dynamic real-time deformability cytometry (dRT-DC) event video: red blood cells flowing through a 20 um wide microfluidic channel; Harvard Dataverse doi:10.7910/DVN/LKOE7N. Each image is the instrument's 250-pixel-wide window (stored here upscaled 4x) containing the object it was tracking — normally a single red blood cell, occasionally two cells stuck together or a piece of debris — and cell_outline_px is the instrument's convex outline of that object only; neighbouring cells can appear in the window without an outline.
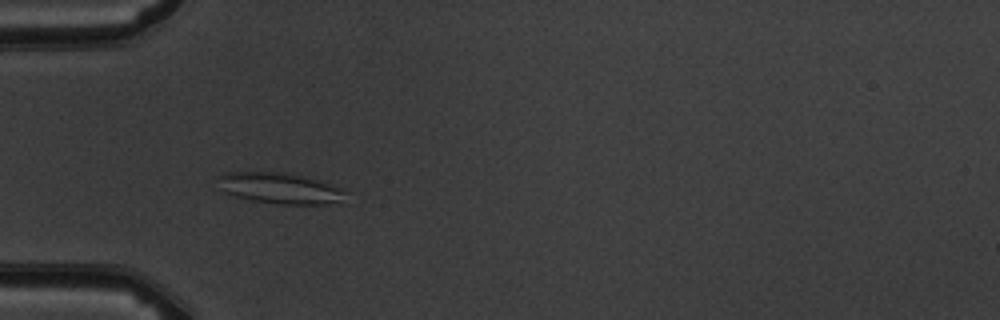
{"species": "common noctule bat (a hibernating species)", "species_latin": "Nyctalus noctula", "temperature_condition": "warm", "stored_images_in_passage": 4, "camera_frame_rate_fps": 3000, "um_per_image_px": 0.085, "animal": {"sex": "male", "body_mass_g": 19.5, "forearm_length_mm": 54.6}, "frame": {"image": 1, "passage_image": 4, "time_ms": 3.333, "image_size_px": [1000, 320], "cell_outline_px": [[348, 192], [344, 204], [284, 204], [252, 200], [232, 196], [224, 192], [216, 176], [228, 172], [288, 172], [304, 176], [332, 184]], "centroid_in_image_um": [23.87, 16.0], "position_along_channel_um": 61.1, "area_um2": 23.41}}